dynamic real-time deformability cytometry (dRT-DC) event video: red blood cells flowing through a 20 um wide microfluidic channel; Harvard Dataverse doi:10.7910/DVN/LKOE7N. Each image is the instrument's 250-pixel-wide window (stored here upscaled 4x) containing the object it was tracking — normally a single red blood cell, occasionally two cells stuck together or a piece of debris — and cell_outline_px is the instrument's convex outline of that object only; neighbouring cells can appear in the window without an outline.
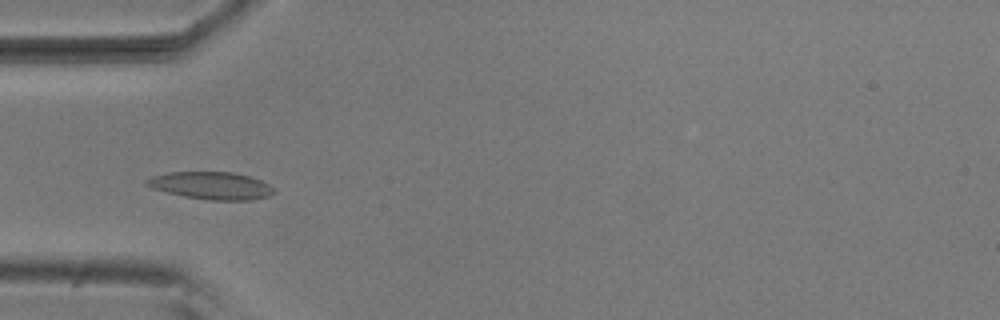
{"species": "common noctule bat (a hibernating species)", "species_latin": "Nyctalus noctula", "temperature_condition": "room temperature", "stored_images_in_passage": 40, "camera_frame_rate_fps": 3000, "um_per_image_px": 0.085, "animal": {"sex": "male", "body_mass_g": 20.5, "forearm_length_mm": 52.5}, "frame": {"image": 1, "passage_image": 4, "time_ms": 1.0, "image_size_px": [1000, 320], "cell_outline_px": [[276, 192], [268, 196], [248, 200], [208, 200], [184, 196], [152, 188], [144, 184], [144, 180], [152, 176], [168, 172], [232, 172], [248, 176], [260, 180], [268, 184]], "centroid_in_image_um": [17.92, 15.77], "position_along_channel_um": 67.1, "area_um2": 20.23}}
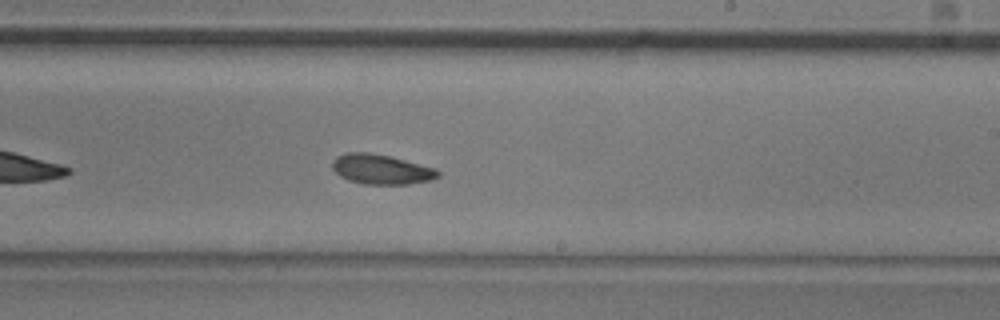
{"frame": {"image": 2, "passage_image": 19, "time_ms": 6.0, "image_size_px": [1000, 320], "cell_outline_px": [[440, 176], [432, 180], [408, 184], [364, 184], [348, 180], [340, 176], [332, 168], [332, 160], [336, 156], [344, 152], [368, 152], [388, 156], [436, 168], [440, 172]], "centroid_in_image_um": [32.39, 14.39], "position_along_channel_um": 256.6, "area_um2": 18.44}}
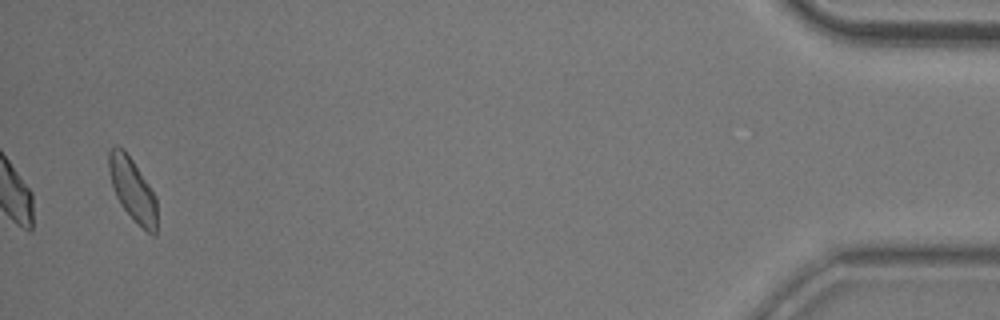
{"frame": {"image": 3, "passage_image": 39, "time_ms": 12.667, "image_size_px": [1000, 320], "cell_outline_px": [[156, 236], [152, 236], [120, 204], [112, 188], [108, 168], [108, 152], [116, 144], [124, 148], [156, 196]], "centroid_in_image_um": [11.24, 16.06], "position_along_channel_um": 424.0, "area_um2": 17.4}, "authors_computed_cell_mechanics": {"area_um2": 18.0047, "velocity_mm_per_s": 3.7769, "shape_relaxation_time_tau1_ms": 4.0601, "shape_relaxation_time_tau2_ms": 2.8152, "deformation_change_tau1": 0.1169, "deformation_change_tau2": 0.0717}}